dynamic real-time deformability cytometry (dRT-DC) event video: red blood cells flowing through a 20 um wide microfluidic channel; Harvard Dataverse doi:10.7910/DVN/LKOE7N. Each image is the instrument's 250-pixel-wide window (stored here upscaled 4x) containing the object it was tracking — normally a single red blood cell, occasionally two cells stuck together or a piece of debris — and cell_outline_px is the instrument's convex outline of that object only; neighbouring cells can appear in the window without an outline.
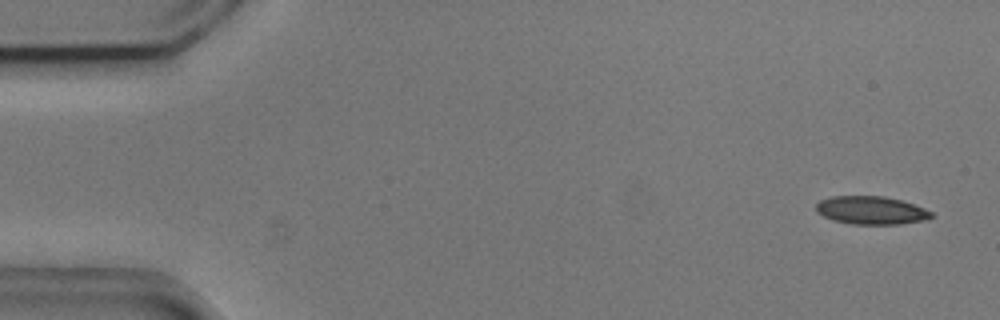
{"species": "common noctule bat (a hibernating species)", "species_latin": "Nyctalus noctula", "temperature_condition": "cold", "stored_images_in_passage": 14, "camera_frame_rate_fps": 3000, "um_per_image_px": 0.085, "animal": {"sex": "male", "body_mass_g": 20.5, "forearm_length_mm": 52.5}, "frame": {"image": 1, "passage_image": 3, "time_ms": 0.667, "image_size_px": [1000, 320], "cell_outline_px": [[936, 216], [924, 220], [900, 224], [852, 224], [832, 220], [816, 212], [816, 204], [820, 200], [832, 196], [884, 196], [900, 200], [924, 208], [932, 212]], "centroid_in_image_um": [74.04, 17.88], "position_along_channel_um": 11.0, "area_um2": 18.9}}